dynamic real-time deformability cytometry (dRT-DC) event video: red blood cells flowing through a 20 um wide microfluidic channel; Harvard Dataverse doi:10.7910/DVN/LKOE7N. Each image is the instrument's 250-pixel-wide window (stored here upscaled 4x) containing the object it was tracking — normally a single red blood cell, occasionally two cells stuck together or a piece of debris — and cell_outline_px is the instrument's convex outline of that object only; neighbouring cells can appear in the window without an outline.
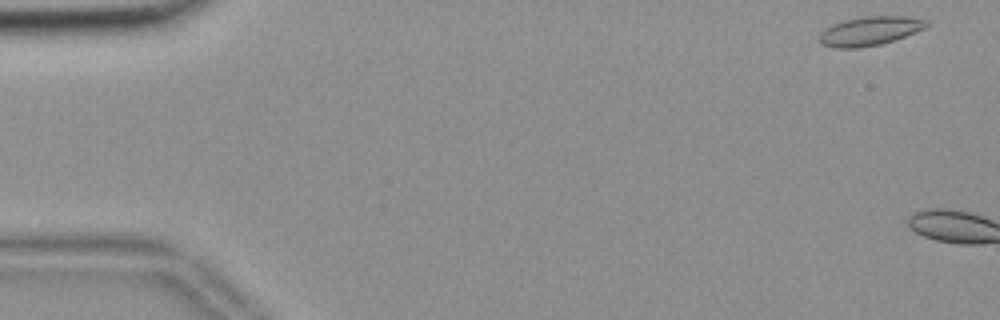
{"species": "common noctule bat (a hibernating species)", "species_latin": "Nyctalus noctula", "temperature_condition": "room temperature", "stored_images_in_passage": 4, "camera_frame_rate_fps": 3000, "um_per_image_px": 0.085, "animal": {"sex": "female", "body_mass_g": 18.4}, "frame": {"image": 1, "passage_image": 2, "time_ms": 0.333, "image_size_px": [1000, 320], "cell_outline_px": [[932, 24], [924, 28], [896, 40], [880, 44], [856, 48], [832, 48], [820, 44], [820, 32], [844, 20], [864, 16], [908, 16], [928, 20]], "centroid_in_image_um": [73.98, 2.63], "position_along_channel_um": 11.0, "area_um2": 18.09}}